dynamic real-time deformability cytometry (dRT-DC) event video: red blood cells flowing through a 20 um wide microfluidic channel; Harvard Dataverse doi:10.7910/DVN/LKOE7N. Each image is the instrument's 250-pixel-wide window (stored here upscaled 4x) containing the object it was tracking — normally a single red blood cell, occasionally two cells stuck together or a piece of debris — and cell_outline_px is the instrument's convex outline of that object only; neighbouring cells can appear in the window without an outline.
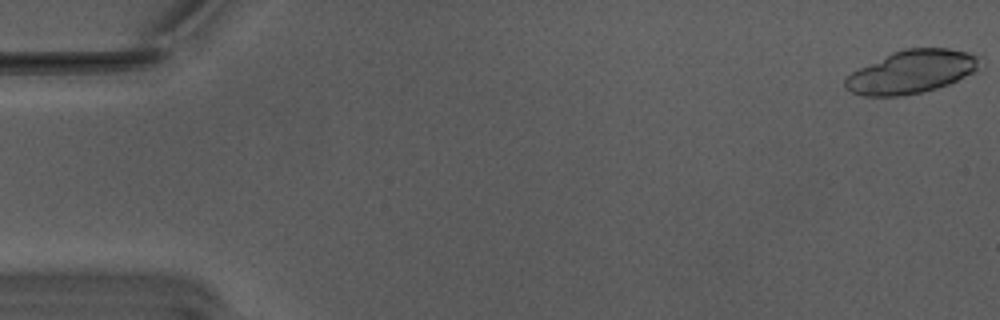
{"species": "Egyptian fruit bat (a non-hibernating species)", "species_latin": "Rousettus aegyptiacus", "temperature_condition": "warm", "stored_images_in_passage": 42, "camera_frame_rate_fps": 3000, "um_per_image_px": 0.085, "animal": {"sex": "male"}, "frame": {"image": 1, "passage_image": 1, "time_ms": 0.0, "image_size_px": [1000, 320], "cell_outline_px": [[984, 56], [976, 72], [948, 84], [936, 88], [920, 92], [900, 96], [864, 96], [852, 92], [844, 88], [844, 80], [852, 72], [892, 52], [904, 48], [948, 48], [968, 52]], "centroid_in_image_um": [77.53, 6.09], "position_along_channel_um": 7.5, "area_um2": 33.87}, "authors_computed_cell_mechanics": {"area_um2": 27.3394, "velocity_mm_per_s": 3.7669, "shape_relaxation_time_tau1_ms": 1.5724, "shape_relaxation_time_tau2_ms": 1.2172, "deformation_change_tau1": 0.2749, "deformation_change_tau2": 0.126}}